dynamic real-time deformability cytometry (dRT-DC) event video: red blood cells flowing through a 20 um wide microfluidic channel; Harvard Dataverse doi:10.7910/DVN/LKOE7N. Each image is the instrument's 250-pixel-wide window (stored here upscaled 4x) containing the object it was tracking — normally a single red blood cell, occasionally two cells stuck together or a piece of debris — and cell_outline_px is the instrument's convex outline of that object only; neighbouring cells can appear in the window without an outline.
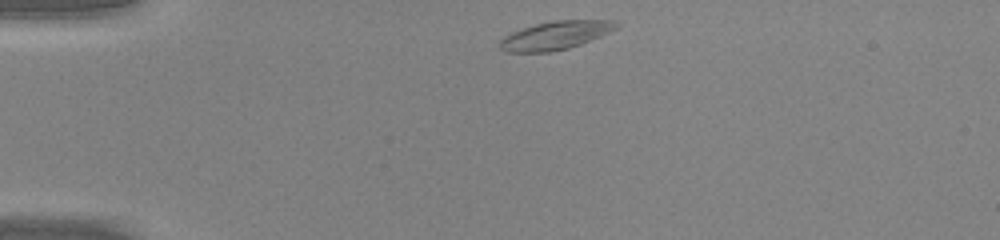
{"species": "common noctule bat (a hibernating species)", "species_latin": "Nyctalus noctula", "temperature_condition": "warm", "stored_images_in_passage": 38, "camera_frame_rate_fps": 3000, "um_per_image_px": 0.085, "animal": {"sex": "male", "body_mass_g": 20.0, "forearm_length_mm": 53.3}, "frame": {"image": 1, "passage_image": 1, "time_ms": 0.0, "image_size_px": [1000, 240], "cell_outline_px": [[620, 24], [616, 28], [600, 36], [580, 44], [568, 48], [548, 52], [508, 52], [500, 48], [500, 40], [504, 36], [512, 32], [536, 24], [552, 20], [616, 20]], "centroid_in_image_um": [47.22, 3.0], "position_along_channel_um": 37.8, "area_um2": 19.02}}
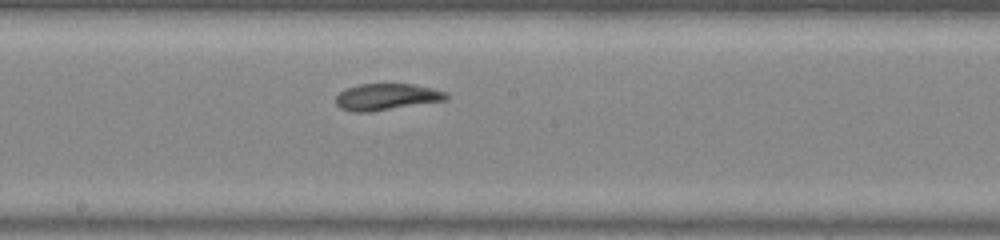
{"frame": {"image": 2, "passage_image": 17, "time_ms": 5.333, "image_size_px": [1000, 240], "cell_outline_px": [[448, 100], [368, 112], [352, 112], [340, 108], [336, 104], [336, 96], [340, 92], [348, 88], [360, 84], [412, 84], [432, 88], [444, 92], [448, 96]], "centroid_in_image_um": [32.85, 8.24], "position_along_channel_um": 215.4, "area_um2": 16.94}}
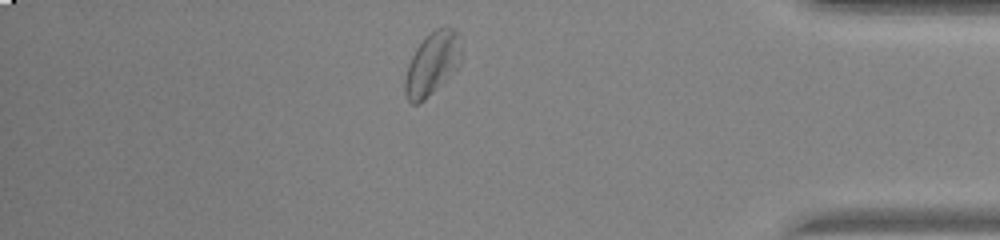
{"frame": {"image": 3, "passage_image": 32, "time_ms": 10.333, "image_size_px": [1000, 240], "cell_outline_px": [[460, 64], [448, 80], [424, 100], [416, 104], [412, 104], [408, 100], [404, 92], [404, 80], [408, 64], [416, 48], [424, 36], [436, 28], [456, 28], [460, 52]], "centroid_in_image_um": [36.71, 5.44], "position_along_channel_um": 398.5, "area_um2": 20.75}, "authors_computed_cell_mechanics": {"area_um2": 18.3804, "velocity_mm_per_s": 4.2361, "shape_relaxation_time_tau1_ms": 3.3953, "shape_relaxation_time_tau2_ms": 2.7929, "deformation_change_tau1": 0.1362, "deformation_change_tau2": 0.1057}}